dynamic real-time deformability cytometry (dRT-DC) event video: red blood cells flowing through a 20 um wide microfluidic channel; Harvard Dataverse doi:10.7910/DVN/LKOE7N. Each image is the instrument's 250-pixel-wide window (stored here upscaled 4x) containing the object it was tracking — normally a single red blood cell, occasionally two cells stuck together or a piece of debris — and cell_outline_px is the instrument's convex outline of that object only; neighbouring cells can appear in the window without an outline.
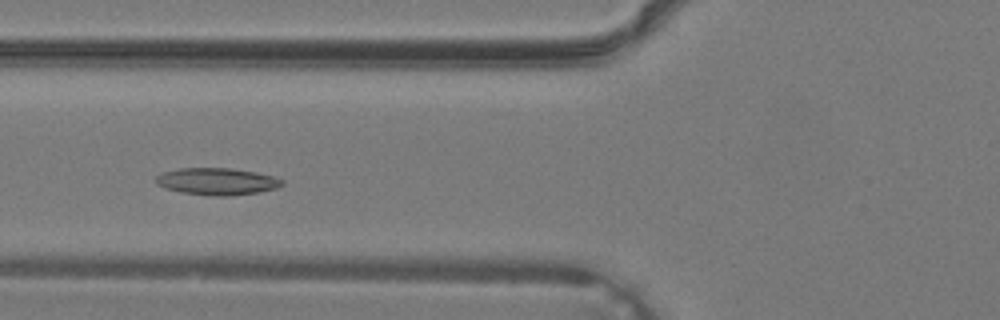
{"species": "common noctule bat (a hibernating species)", "species_latin": "Nyctalus noctula", "temperature_condition": "warm", "stored_images_in_passage": 34, "camera_frame_rate_fps": 3000, "um_per_image_px": 0.085, "animal": {"sex": "male", "body_mass_g": 19.2, "forearm_length_mm": 51.8}, "frame": {"image": 1, "passage_image": 11, "time_ms": 3.333, "image_size_px": [1000, 320], "cell_outline_px": [[284, 184], [276, 188], [260, 192], [228, 196], [212, 196], [180, 192], [164, 188], [156, 184], [152, 180], [156, 176], [164, 172], [180, 168], [228, 168], [256, 172], [272, 176], [284, 180]], "centroid_in_image_um": [18.41, 15.43], "position_along_channel_um": 107.4, "area_um2": 20.0}}
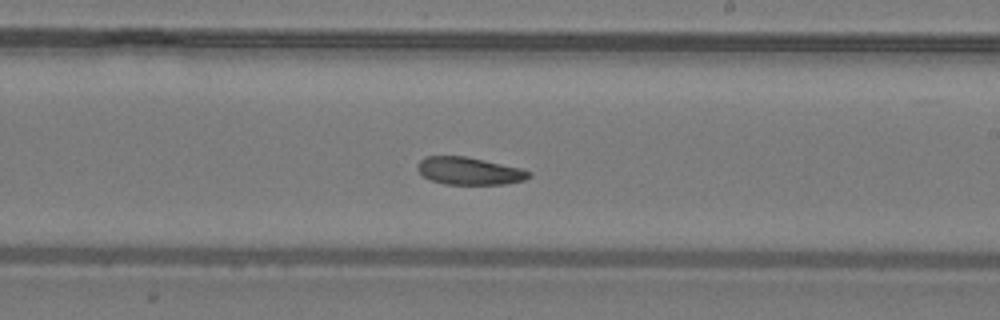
{"frame": {"image": 2, "passage_image": 19, "time_ms": 6.0, "image_size_px": [1000, 320], "cell_outline_px": [[532, 176], [524, 180], [504, 184], [444, 184], [432, 180], [424, 176], [416, 168], [416, 164], [424, 156], [464, 156], [484, 160], [520, 168], [532, 172]], "centroid_in_image_um": [39.87, 14.53], "position_along_channel_um": 249.1, "area_um2": 17.8}}
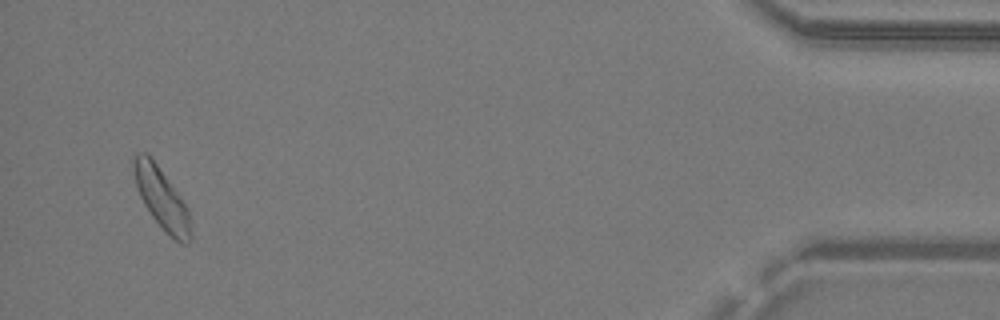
{"frame": {"image": 3, "passage_image": 33, "time_ms": 10.667, "image_size_px": [1000, 320], "cell_outline_px": [[192, 240], [188, 244], [180, 244], [152, 216], [144, 204], [140, 196], [136, 184], [132, 168], [132, 156], [136, 152], [144, 152], [156, 164], [180, 196], [188, 208], [192, 236]], "centroid_in_image_um": [13.74, 16.86], "position_along_channel_um": 421.5, "area_um2": 19.88}}